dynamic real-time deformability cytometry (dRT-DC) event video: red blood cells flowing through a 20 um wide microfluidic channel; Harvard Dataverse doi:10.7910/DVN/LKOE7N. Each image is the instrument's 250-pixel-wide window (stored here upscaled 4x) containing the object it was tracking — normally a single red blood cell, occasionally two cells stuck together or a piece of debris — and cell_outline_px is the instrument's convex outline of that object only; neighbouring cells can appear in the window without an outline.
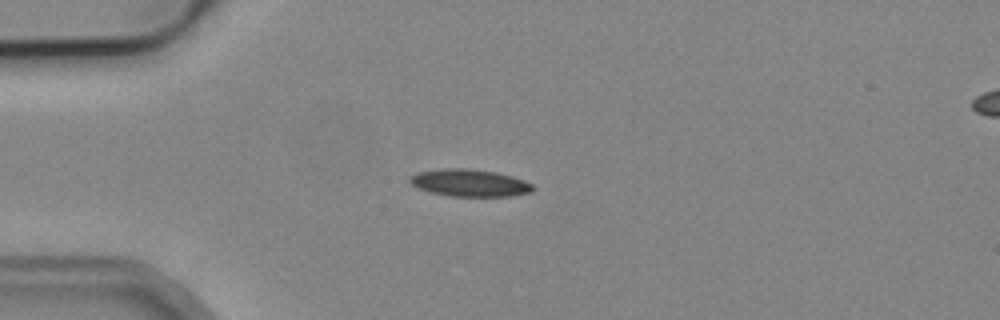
{"species": "common noctule bat (a hibernating species)", "species_latin": "Nyctalus noctula", "temperature_condition": "cold", "stored_images_in_passage": 7, "camera_frame_rate_fps": 3000, "um_per_image_px": 0.085, "animal": {"sex": "male", "body_mass_g": 19.2, "forearm_length_mm": 51.8}, "frame": {"image": 1, "passage_image": 4, "time_ms": 3.667, "image_size_px": [1000, 320], "cell_outline_px": [[536, 188], [532, 192], [512, 196], [452, 196], [432, 192], [420, 188], [412, 184], [408, 180], [408, 176], [416, 172], [444, 168], [468, 168], [496, 172], [512, 176], [524, 180], [532, 184]], "centroid_in_image_um": [39.94, 15.53], "position_along_channel_um": 45.1, "area_um2": 19.59}}